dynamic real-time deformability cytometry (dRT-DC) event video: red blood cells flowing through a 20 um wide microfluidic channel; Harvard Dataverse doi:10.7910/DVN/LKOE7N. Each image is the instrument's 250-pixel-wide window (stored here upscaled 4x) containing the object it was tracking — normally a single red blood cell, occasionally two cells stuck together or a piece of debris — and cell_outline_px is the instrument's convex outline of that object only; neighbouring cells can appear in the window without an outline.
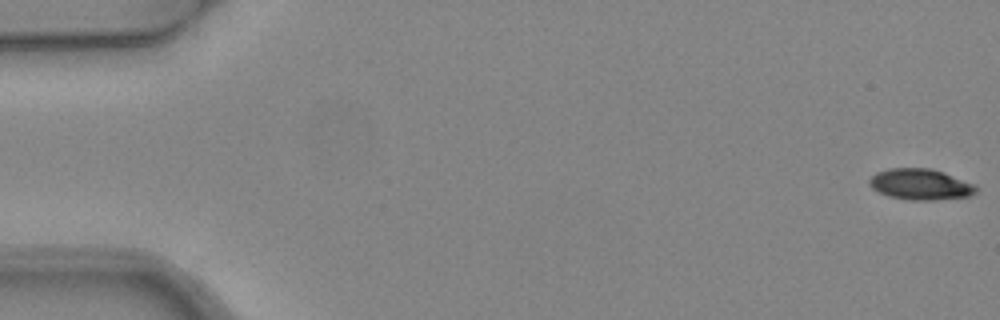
{"species": "common noctule bat (a hibernating species)", "species_latin": "Nyctalus noctula", "temperature_condition": "warm", "stored_images_in_passage": 5, "camera_frame_rate_fps": 3000, "um_per_image_px": 0.085, "animal": {"sex": "female", "body_mass_g": 24.6, "forearm_length_mm": 56.2}, "frame": {"image": 1, "passage_image": 1, "time_ms": 0.0, "image_size_px": [1000, 320], "cell_outline_px": [[976, 192], [968, 196], [936, 200], [908, 200], [888, 196], [872, 188], [868, 184], [868, 180], [876, 172], [888, 168], [932, 168], [944, 172], [976, 184]], "centroid_in_image_um": [78.23, 15.66], "position_along_channel_um": 6.8, "area_um2": 19.42}}
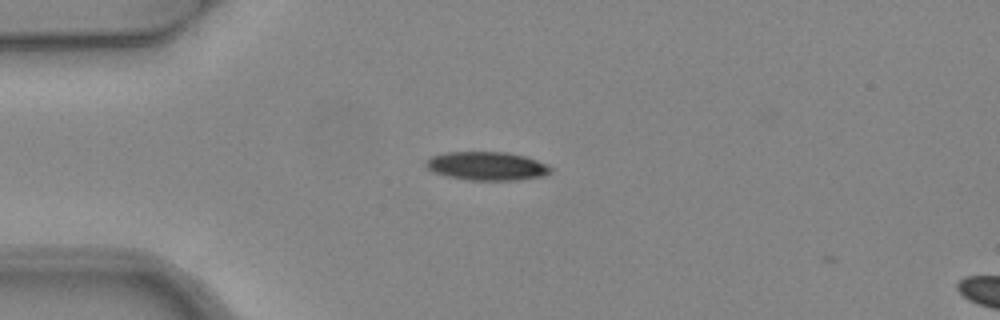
{"frame": {"image": 2, "passage_image": 4, "time_ms": 1.0, "image_size_px": [1000, 320], "cell_outline_px": [[552, 172], [544, 176], [516, 180], [468, 180], [448, 176], [432, 172], [424, 164], [432, 156], [444, 152], [508, 152], [524, 156], [548, 164], [552, 168]], "centroid_in_image_um": [41.4, 14.11], "position_along_channel_um": 43.6, "area_um2": 20.81}}